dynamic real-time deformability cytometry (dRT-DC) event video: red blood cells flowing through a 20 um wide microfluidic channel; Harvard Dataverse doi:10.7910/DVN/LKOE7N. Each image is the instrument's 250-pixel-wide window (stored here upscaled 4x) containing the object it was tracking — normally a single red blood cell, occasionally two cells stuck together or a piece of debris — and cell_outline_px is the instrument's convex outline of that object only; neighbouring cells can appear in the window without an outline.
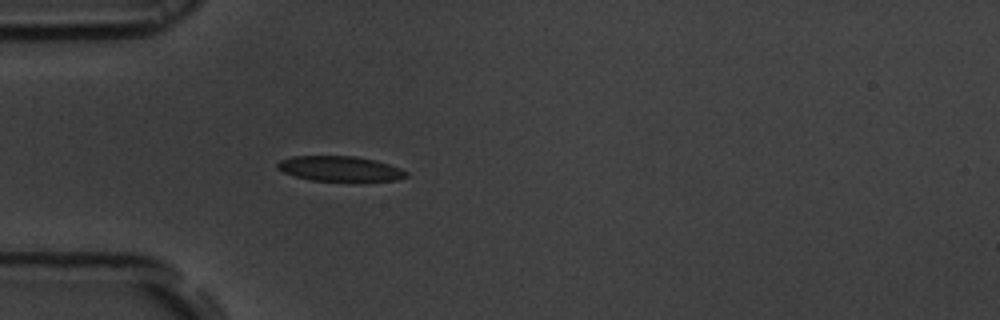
{"species": "common noctule bat (a hibernating species)", "species_latin": "Nyctalus noctula", "temperature_condition": "room temperature", "stored_images_in_passage": 40, "camera_frame_rate_fps": 3000, "um_per_image_px": 0.085, "animal": {"sex": "male", "body_mass_g": 19.5, "forearm_length_mm": 54.6}, "frame": {"image": 1, "passage_image": 1, "time_ms": 0.0, "image_size_px": [1000, 320], "cell_outline_px": [[408, 176], [396, 180], [312, 180], [296, 176], [284, 172], [276, 168], [276, 164], [280, 160], [292, 156], [352, 156], [376, 160], [400, 168], [408, 172]], "centroid_in_image_um": [28.87, 14.32], "position_along_channel_um": 56.1, "area_um2": 18.5}}
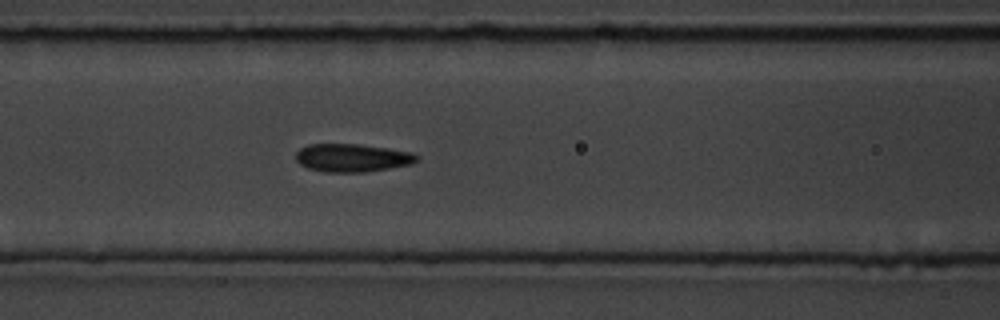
{"frame": {"image": 2, "passage_image": 8, "time_ms": 2.333, "image_size_px": [1000, 320], "cell_outline_px": [[420, 160], [412, 164], [364, 172], [324, 172], [308, 168], [300, 164], [296, 160], [296, 152], [300, 148], [308, 144], [360, 144], [388, 148], [412, 152], [420, 156]], "centroid_in_image_um": [29.96, 13.41], "position_along_channel_um": 136.6, "area_um2": 19.94}}
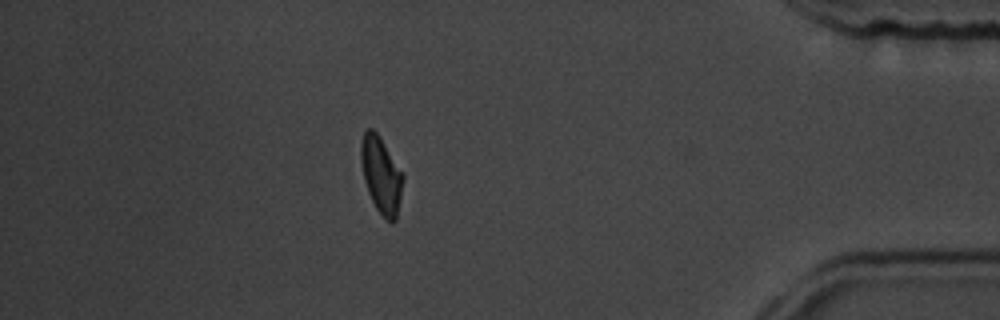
{"frame": {"image": 3, "passage_image": 33, "time_ms": 10.667, "image_size_px": [1000, 320], "cell_outline_px": [[404, 180], [396, 220], [392, 224], [376, 208], [368, 192], [364, 180], [360, 160], [360, 144], [364, 132], [368, 128], [372, 128], [380, 136], [404, 172]], "centroid_in_image_um": [32.41, 14.84], "position_along_channel_um": 402.8, "area_um2": 19.02}, "authors_computed_cell_mechanics": {"area_um2": 19.363, "velocity_mm_per_s": 3.7045, "shape_relaxation_time_tau1_ms": 6.0021, "shape_relaxation_time_tau2_ms": 1.6615, "deformation_change_tau1": 0.1304, "deformation_change_tau2": 0.0706}}